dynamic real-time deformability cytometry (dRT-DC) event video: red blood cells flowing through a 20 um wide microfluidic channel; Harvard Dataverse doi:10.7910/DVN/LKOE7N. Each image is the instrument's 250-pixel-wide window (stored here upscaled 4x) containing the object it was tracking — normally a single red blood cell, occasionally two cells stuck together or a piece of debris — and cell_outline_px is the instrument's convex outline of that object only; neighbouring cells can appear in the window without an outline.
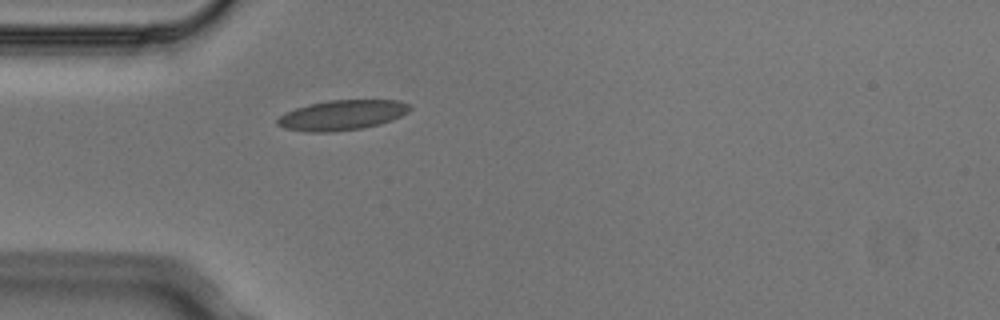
{"species": "Egyptian fruit bat (a non-hibernating species)", "species_latin": "Rousettus aegyptiacus", "temperature_condition": "cold", "stored_images_in_passage": 4, "camera_frame_rate_fps": 3000, "um_per_image_px": 0.085, "animal": {"sex": "male"}, "frame": {"image": 1, "passage_image": 4, "time_ms": 1.0, "image_size_px": [1000, 320], "cell_outline_px": [[412, 108], [408, 112], [392, 120], [380, 124], [360, 128], [332, 132], [308, 132], [284, 128], [276, 124], [276, 120], [284, 112], [308, 104], [328, 100], [400, 100], [412, 104]], "centroid_in_image_um": [29.08, 9.77], "position_along_channel_um": 55.9, "area_um2": 23.35}}